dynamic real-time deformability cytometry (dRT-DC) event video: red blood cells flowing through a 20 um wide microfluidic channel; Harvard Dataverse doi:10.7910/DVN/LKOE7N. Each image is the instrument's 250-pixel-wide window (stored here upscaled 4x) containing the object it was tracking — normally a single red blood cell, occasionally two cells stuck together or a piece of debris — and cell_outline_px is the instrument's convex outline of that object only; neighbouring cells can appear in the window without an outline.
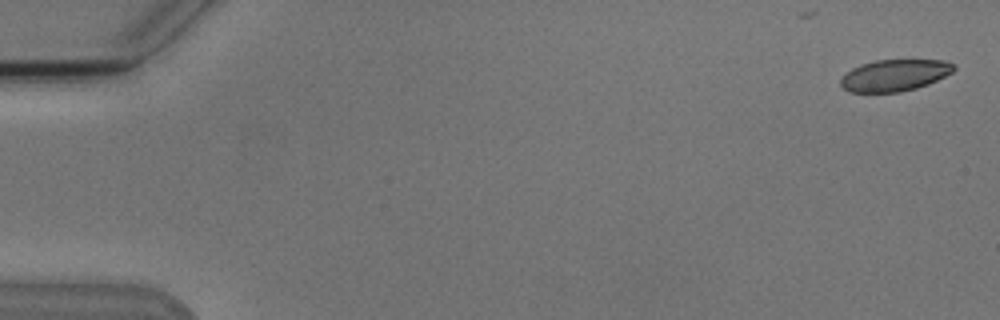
{"species": "Egyptian fruit bat (a non-hibernating species)", "species_latin": "Rousettus aegyptiacus", "temperature_condition": "cold", "stored_images_in_passage": 9, "camera_frame_rate_fps": 3000, "um_per_image_px": 0.085, "animal": {"sex": "male"}, "frame": {"image": 1, "passage_image": 1, "time_ms": 0.0, "image_size_px": [1000, 320], "cell_outline_px": [[956, 68], [952, 72], [928, 84], [916, 88], [900, 92], [848, 92], [840, 84], [840, 80], [852, 68], [860, 64], [876, 60], [944, 60], [956, 64]], "centroid_in_image_um": [76.05, 6.39], "position_along_channel_um": 8.9, "area_um2": 20.81}}
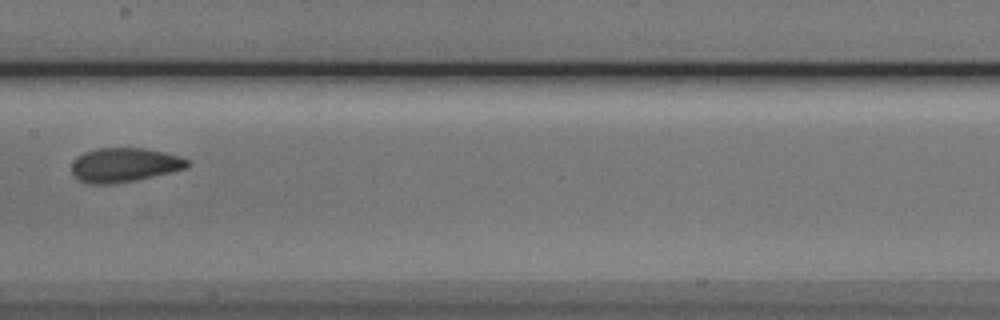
{"frame": {"image": 2, "passage_image": 8, "time_ms": 9.0, "image_size_px": [1000, 320], "cell_outline_px": [[192, 164], [188, 168], [136, 180], [112, 184], [92, 184], [80, 180], [72, 172], [72, 164], [84, 152], [96, 148], [148, 148], [180, 156], [192, 160]], "centroid_in_image_um": [10.66, 14.01], "position_along_channel_um": 196.7, "area_um2": 23.12}}
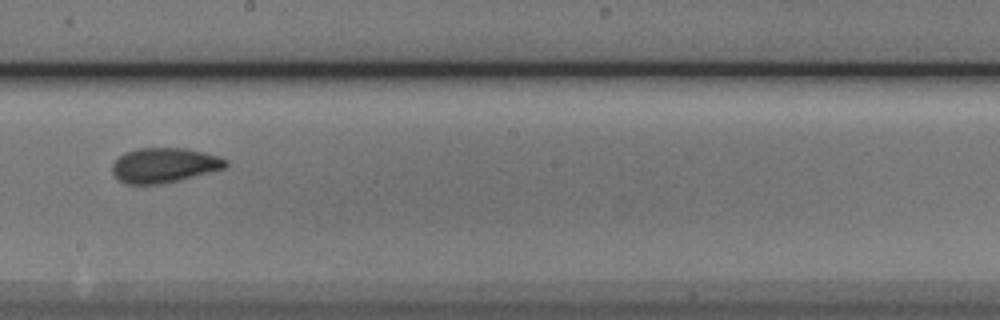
{"frame": {"image": 3, "passage_image": 9, "time_ms": 10.0, "image_size_px": [1000, 320], "cell_outline_px": [[228, 164], [224, 168], [180, 180], [160, 184], [124, 184], [112, 172], [112, 164], [124, 152], [136, 148], [188, 148], [216, 156], [228, 160]], "centroid_in_image_um": [13.93, 14.04], "position_along_channel_um": 234.3, "area_um2": 22.95}}